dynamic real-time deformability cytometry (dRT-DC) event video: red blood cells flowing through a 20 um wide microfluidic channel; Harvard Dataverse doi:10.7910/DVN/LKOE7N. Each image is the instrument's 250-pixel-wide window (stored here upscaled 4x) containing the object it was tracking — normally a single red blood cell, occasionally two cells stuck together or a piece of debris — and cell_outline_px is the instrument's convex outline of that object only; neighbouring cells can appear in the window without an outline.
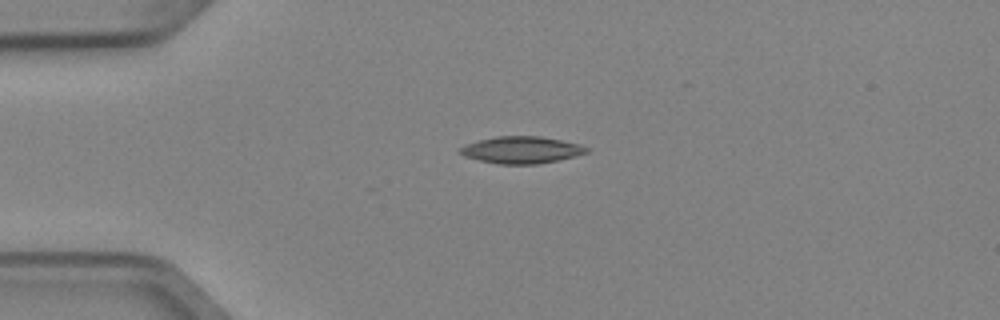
{"species": "Egyptian fruit bat (a non-hibernating species)", "species_latin": "Rousettus aegyptiacus", "temperature_condition": "cold", "stored_images_in_passage": 5, "camera_frame_rate_fps": 3000, "um_per_image_px": 0.085, "animal": {"sex": "female"}, "frame": {"image": 1, "passage_image": 1, "time_ms": 0.0, "image_size_px": [1000, 320], "cell_outline_px": [[588, 152], [556, 160], [536, 164], [500, 164], [480, 160], [464, 156], [456, 152], [464, 144], [496, 136], [540, 136], [580, 144], [588, 148]], "centroid_in_image_um": [44.26, 12.73], "position_along_channel_um": 40.7, "area_um2": 19.65}}
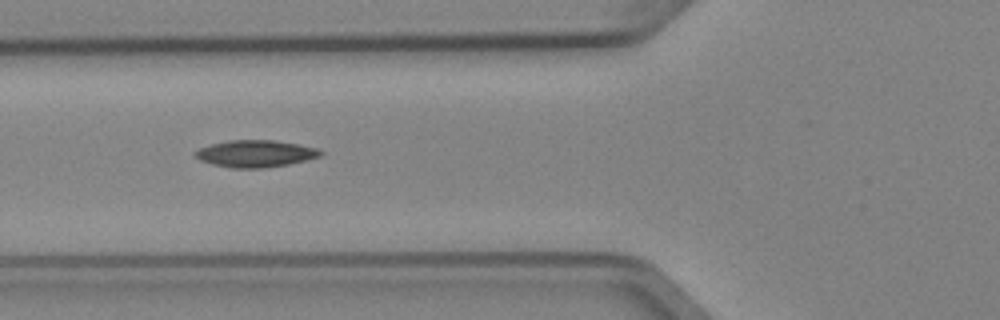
{"frame": {"image": 2, "passage_image": 3, "time_ms": 0.667, "image_size_px": [1000, 320], "cell_outline_px": [[324, 152], [320, 156], [308, 160], [288, 164], [264, 168], [232, 168], [212, 164], [200, 160], [192, 152], [200, 148], [212, 144], [228, 140], [272, 140], [296, 144], [316, 148]], "centroid_in_image_um": [21.7, 13.06], "position_along_channel_um": 104.1, "area_um2": 19.59}}
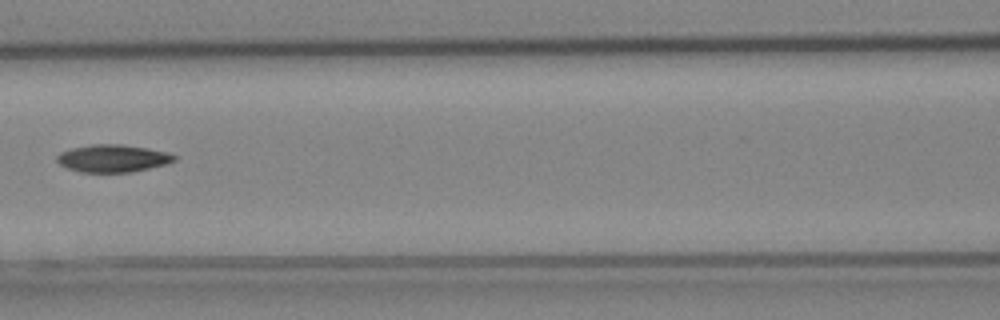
{"frame": {"image": 3, "passage_image": 4, "time_ms": 1.0, "image_size_px": [1000, 320], "cell_outline_px": [[176, 160], [168, 164], [132, 172], [80, 172], [68, 168], [60, 164], [56, 160], [56, 156], [60, 152], [72, 148], [92, 144], [120, 144], [148, 148], [168, 152], [176, 156]], "centroid_in_image_um": [9.61, 13.46], "position_along_channel_um": 157.0, "area_um2": 18.9}}